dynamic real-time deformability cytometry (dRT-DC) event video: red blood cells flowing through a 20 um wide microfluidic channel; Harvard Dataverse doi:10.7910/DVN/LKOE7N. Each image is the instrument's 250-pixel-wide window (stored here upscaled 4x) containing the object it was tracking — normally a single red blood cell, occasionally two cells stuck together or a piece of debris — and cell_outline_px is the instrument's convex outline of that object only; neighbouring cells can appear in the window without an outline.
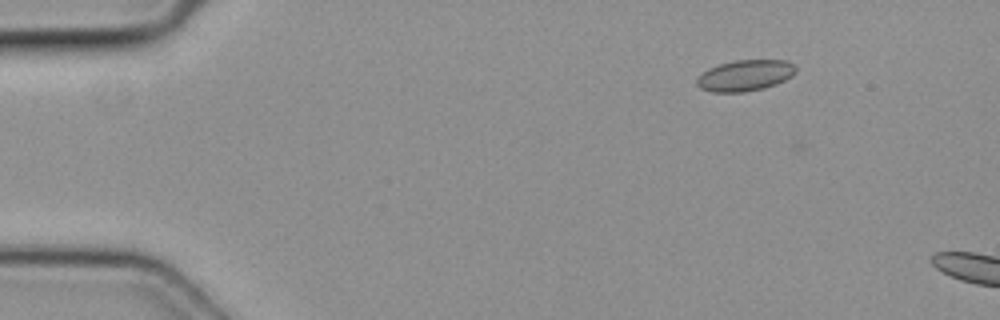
{"species": "common noctule bat (a hibernating species)", "species_latin": "Nyctalus noctula", "temperature_condition": "cold", "stored_images_in_passage": 2, "camera_frame_rate_fps": 3000, "um_per_image_px": 0.085, "animal": {"sex": "female", "body_mass_g": 19.3, "forearm_length_mm": 54.1}, "frame": {"image": 1, "passage_image": 1, "time_ms": 0.0, "image_size_px": [1000, 320], "cell_outline_px": [[796, 72], [792, 76], [776, 84], [764, 88], [744, 92], [712, 92], [700, 88], [696, 84], [696, 80], [708, 68], [720, 64], [736, 60], [788, 60], [796, 68]], "centroid_in_image_um": [63.34, 6.42], "position_along_channel_um": 21.7, "area_um2": 17.86}}